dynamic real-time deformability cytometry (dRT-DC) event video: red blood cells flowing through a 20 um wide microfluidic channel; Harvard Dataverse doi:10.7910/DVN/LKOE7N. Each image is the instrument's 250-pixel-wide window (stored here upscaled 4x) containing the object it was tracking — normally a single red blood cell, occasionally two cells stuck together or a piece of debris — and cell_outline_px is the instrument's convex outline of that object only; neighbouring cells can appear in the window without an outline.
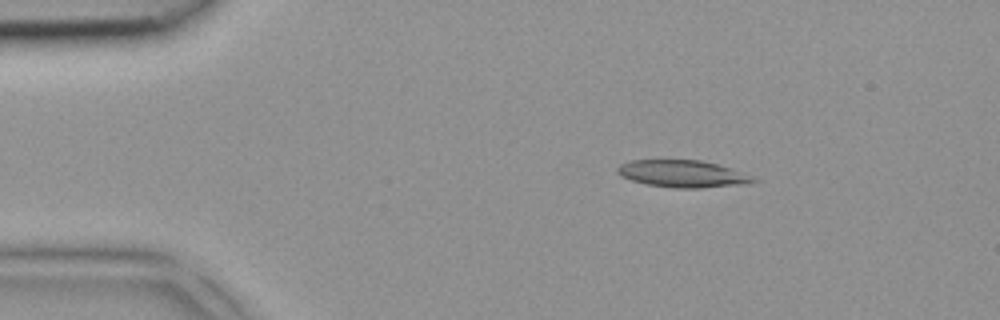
{"species": "common noctule bat (a hibernating species)", "species_latin": "Nyctalus noctula", "temperature_condition": "room temperature", "stored_images_in_passage": 4, "camera_frame_rate_fps": 3000, "um_per_image_px": 0.085, "animal": {"sex": "female", "body_mass_g": 18.4}, "frame": {"image": 1, "passage_image": 2, "time_ms": 0.333, "image_size_px": [1000, 320], "cell_outline_px": [[760, 180], [748, 184], [700, 188], [676, 188], [648, 184], [632, 180], [620, 176], [616, 172], [616, 168], [620, 164], [632, 160], [700, 160], [720, 164]], "centroid_in_image_um": [58.02, 14.77], "position_along_channel_um": 27.0, "area_um2": 21.44}}
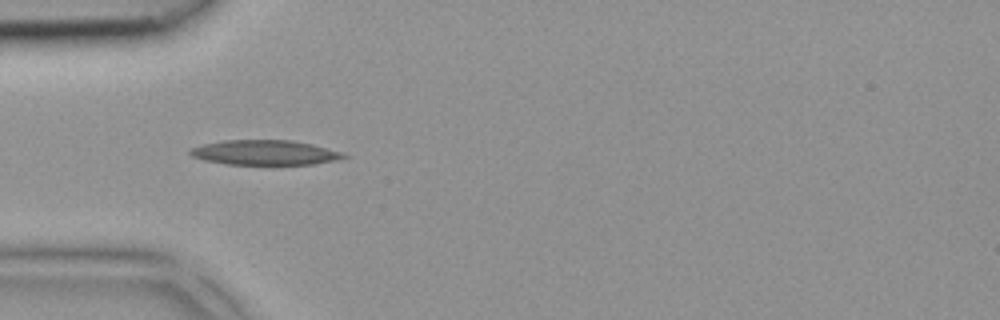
{"frame": {"image": 2, "passage_image": 4, "time_ms": 1.0, "image_size_px": [1000, 320], "cell_outline_px": [[348, 156], [336, 160], [312, 164], [224, 164], [204, 160], [192, 156], [188, 152], [188, 148], [204, 144], [224, 140], [292, 140], [312, 144], [344, 152]], "centroid_in_image_um": [22.49, 12.96], "position_along_channel_um": 62.5, "area_um2": 22.25}}